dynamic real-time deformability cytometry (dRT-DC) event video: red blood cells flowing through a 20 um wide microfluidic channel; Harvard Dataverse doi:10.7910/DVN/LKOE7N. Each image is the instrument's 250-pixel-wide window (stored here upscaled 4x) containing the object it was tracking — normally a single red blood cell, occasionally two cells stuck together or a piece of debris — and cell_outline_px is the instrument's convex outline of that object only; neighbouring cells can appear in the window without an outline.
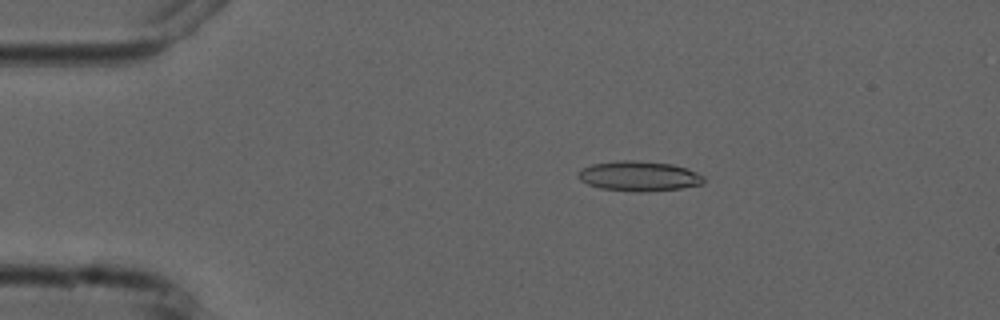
{"species": "common noctule bat (a hibernating species)", "species_latin": "Nyctalus noctula", "temperature_condition": "cold", "stored_images_in_passage": 8, "camera_frame_rate_fps": 3000, "um_per_image_px": 0.085, "animal": {"sex": "male", "forearm_length_mm": 52.5}, "frame": {"image": 1, "passage_image": 3, "time_ms": 3.0, "image_size_px": [1000, 320], "cell_outline_px": [[704, 184], [680, 188], [640, 192], [636, 192], [600, 188], [588, 184], [580, 180], [576, 176], [576, 172], [592, 164], [620, 160], [632, 160], [672, 164], [696, 172], [704, 176]], "centroid_in_image_um": [54.29, 14.97], "position_along_channel_um": 30.7, "area_um2": 21.85}}
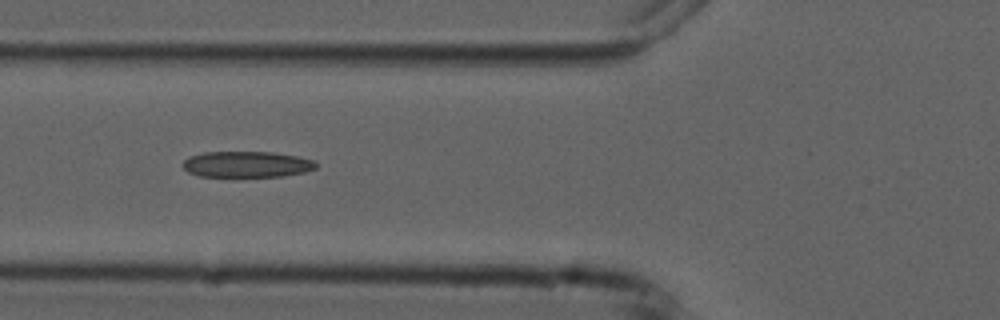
{"frame": {"image": 2, "passage_image": 6, "time_ms": 6.333, "image_size_px": [1000, 320], "cell_outline_px": [[316, 168], [304, 172], [280, 176], [236, 180], [232, 180], [200, 176], [188, 172], [184, 168], [184, 160], [188, 156], [204, 152], [272, 152], [296, 156], [316, 160]], "centroid_in_image_um": [20.93, 14.02], "position_along_channel_um": 104.9, "area_um2": 21.27}}
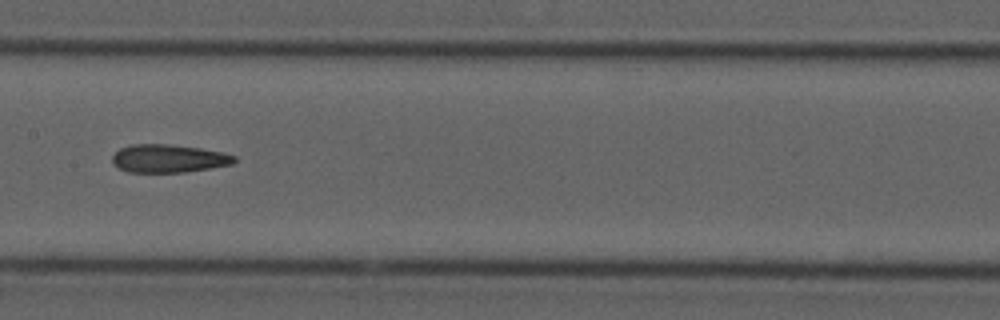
{"frame": {"image": 3, "passage_image": 8, "time_ms": 8.667, "image_size_px": [1000, 320], "cell_outline_px": [[236, 160], [232, 164], [212, 168], [184, 172], [128, 172], [112, 164], [112, 156], [120, 148], [132, 144], [168, 144], [200, 148], [220, 152], [236, 156]], "centroid_in_image_um": [14.31, 13.47], "position_along_channel_um": 193.1, "area_um2": 19.94}}